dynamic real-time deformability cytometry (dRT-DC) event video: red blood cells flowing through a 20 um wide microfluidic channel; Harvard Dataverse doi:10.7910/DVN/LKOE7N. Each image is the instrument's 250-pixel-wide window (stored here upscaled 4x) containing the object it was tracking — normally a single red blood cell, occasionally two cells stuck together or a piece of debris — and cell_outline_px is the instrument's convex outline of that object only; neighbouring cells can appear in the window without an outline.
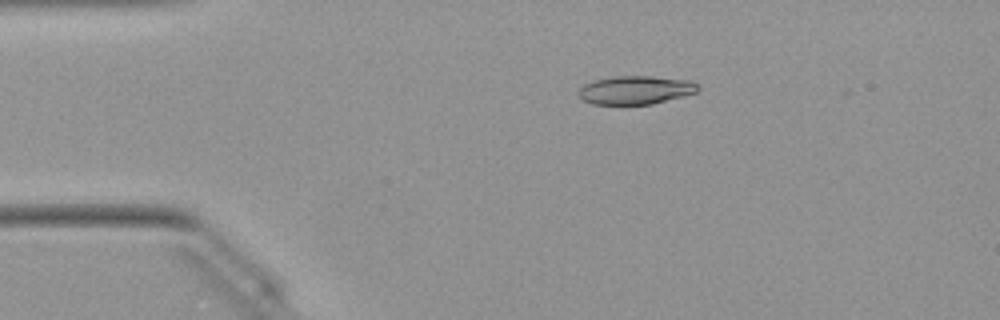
{"species": "Egyptian fruit bat (a non-hibernating species)", "species_latin": "Rousettus aegyptiacus", "temperature_condition": "warm", "stored_images_in_passage": 46, "camera_frame_rate_fps": 3000, "um_per_image_px": 0.085, "animal": {"sex": "female"}, "frame": {"image": 1, "passage_image": 8, "time_ms": 2.333, "image_size_px": [1000, 320], "cell_outline_px": [[700, 88], [696, 92], [684, 96], [652, 104], [592, 104], [584, 100], [580, 96], [580, 88], [584, 84], [596, 80], [612, 76], [652, 76], [688, 80], [700, 84]], "centroid_in_image_um": [54.07, 7.65], "position_along_channel_um": 30.9, "area_um2": 19.71}}
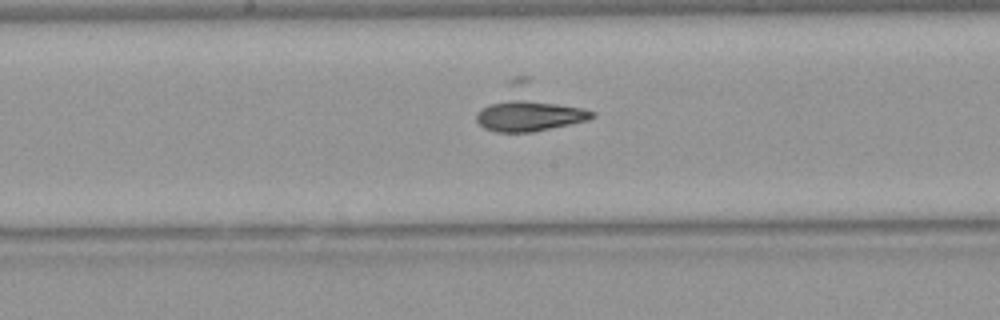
{"frame": {"image": 2, "passage_image": 24, "time_ms": 7.667, "image_size_px": [1000, 320], "cell_outline_px": [[596, 116], [588, 120], [532, 132], [496, 132], [484, 128], [476, 120], [476, 112], [488, 104], [512, 100], [524, 100], [556, 104], [584, 108], [596, 112]], "centroid_in_image_um": [45.0, 9.86], "position_along_channel_um": 203.2, "area_um2": 20.29}}
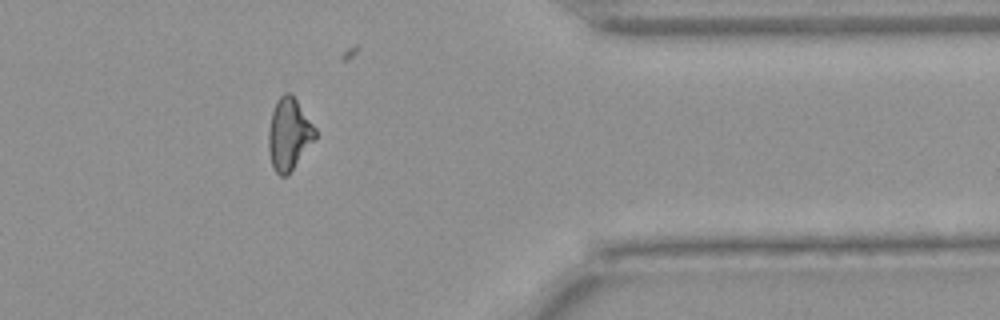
{"frame": {"image": 3, "passage_image": 39, "time_ms": 12.667, "image_size_px": [1000, 320], "cell_outline_px": [[316, 136], [288, 176], [280, 176], [272, 168], [268, 152], [268, 132], [272, 112], [276, 100], [284, 92], [288, 92], [296, 100], [316, 128]], "centroid_in_image_um": [24.53, 11.43], "position_along_channel_um": 386.9, "area_um2": 19.48}, "authors_computed_cell_mechanics": {"area_um2": 19.941, "velocity_mm_per_s": 4.0845, "shape_relaxation_time_tau1_ms": 4.4464, "shape_relaxation_time_tau2_ms": 2.0447, "deformation_change_tau1": 0.1651, "deformation_change_tau2": 0.0868}}